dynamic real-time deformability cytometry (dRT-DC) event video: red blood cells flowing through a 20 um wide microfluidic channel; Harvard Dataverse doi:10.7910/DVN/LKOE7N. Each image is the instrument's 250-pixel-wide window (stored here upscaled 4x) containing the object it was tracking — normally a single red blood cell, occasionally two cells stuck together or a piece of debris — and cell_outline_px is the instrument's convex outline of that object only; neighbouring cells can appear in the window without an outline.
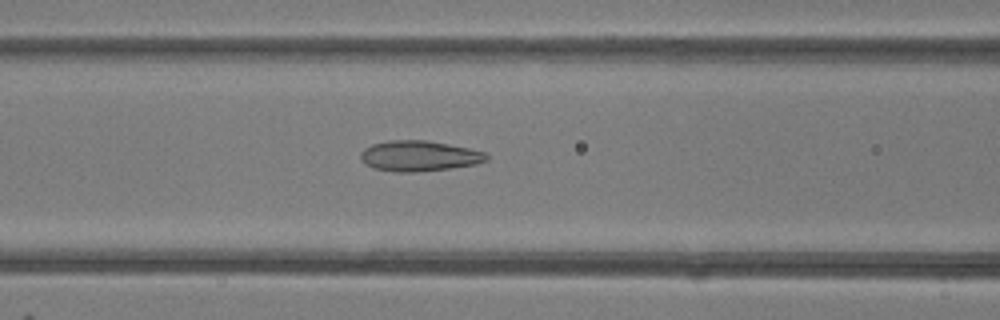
{"species": "common noctule bat (a hibernating species)", "species_latin": "Nyctalus noctula", "temperature_condition": "room temperature", "stored_images_in_passage": 45, "camera_frame_rate_fps": 3000, "um_per_image_px": 0.085, "animal": {"sex": "female"}, "frame": {"image": 1, "passage_image": 20, "time_ms": 6.333, "image_size_px": [1000, 320], "cell_outline_px": [[488, 160], [476, 164], [452, 168], [416, 172], [396, 172], [372, 168], [364, 164], [360, 160], [360, 152], [364, 148], [372, 144], [388, 140], [424, 140], [448, 144], [468, 148], [484, 152], [488, 156]], "centroid_in_image_um": [35.58, 13.26], "position_along_channel_um": 131.0, "area_um2": 22.54}}
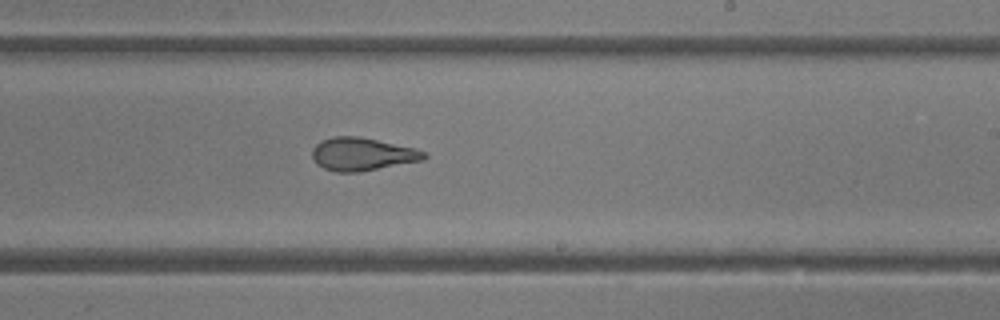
{"frame": {"image": 2, "passage_image": 29, "time_ms": 9.333, "image_size_px": [1000, 320], "cell_outline_px": [[428, 156], [424, 160], [360, 172], [336, 172], [324, 168], [316, 164], [312, 156], [312, 148], [320, 140], [332, 136], [360, 136], [416, 148], [424, 152]], "centroid_in_image_um": [30.78, 13.1], "position_along_channel_um": 258.2, "area_um2": 21.73}}
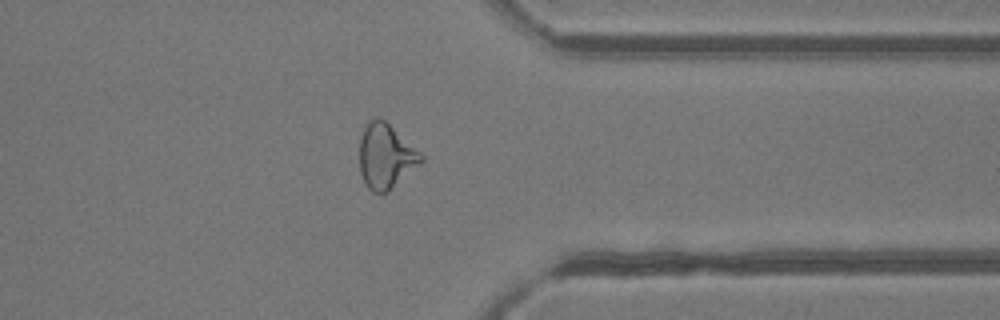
{"frame": {"image": 3, "passage_image": 38, "time_ms": 12.333, "image_size_px": [1000, 320], "cell_outline_px": [[424, 160], [420, 164], [388, 192], [372, 192], [368, 188], [360, 172], [360, 136], [368, 120], [376, 116], [380, 116], [420, 152], [424, 156]], "centroid_in_image_um": [32.78, 13.26], "position_along_channel_um": 378.6, "area_um2": 23.18}, "authors_computed_cell_mechanics": {"area_um2": 23.4668, "velocity_mm_per_s": 4.2387, "shape_relaxation_time_tau1_ms": 6.5277, "shape_relaxation_time_tau2_ms": 1.3159, "deformation_change_tau1": 0.1742, "deformation_change_tau2": 0.0879}}